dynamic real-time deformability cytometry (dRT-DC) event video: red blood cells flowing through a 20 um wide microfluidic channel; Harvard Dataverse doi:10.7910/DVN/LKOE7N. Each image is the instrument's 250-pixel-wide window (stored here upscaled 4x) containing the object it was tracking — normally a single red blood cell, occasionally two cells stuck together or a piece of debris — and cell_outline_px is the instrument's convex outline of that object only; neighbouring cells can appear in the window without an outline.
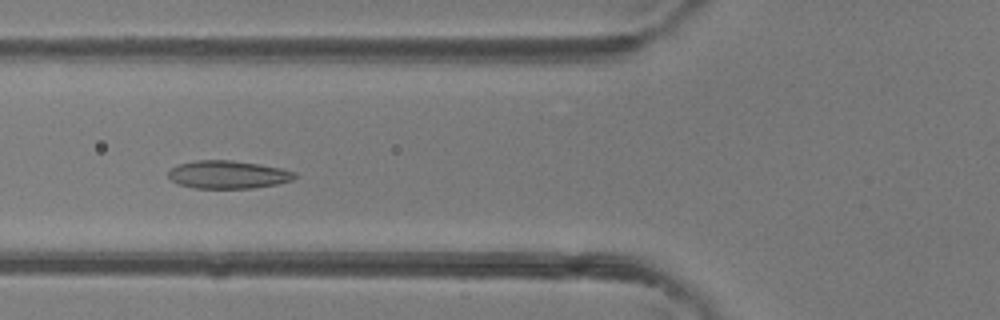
{"species": "common noctule bat (a hibernating species)", "species_latin": "Nyctalus noctula", "temperature_condition": "room temperature", "stored_images_in_passage": 47, "camera_frame_rate_fps": 3000, "um_per_image_px": 0.085, "animal": {"sex": "female"}, "frame": {"image": 1, "passage_image": 18, "time_ms": 5.667, "image_size_px": [1000, 320], "cell_outline_px": [[296, 176], [292, 180], [276, 184], [252, 188], [196, 188], [180, 184], [172, 180], [168, 176], [168, 172], [172, 168], [180, 164], [196, 160], [232, 160], [280, 168], [296, 172]], "centroid_in_image_um": [19.38, 14.84], "position_along_channel_um": 106.4, "area_um2": 20.29}}
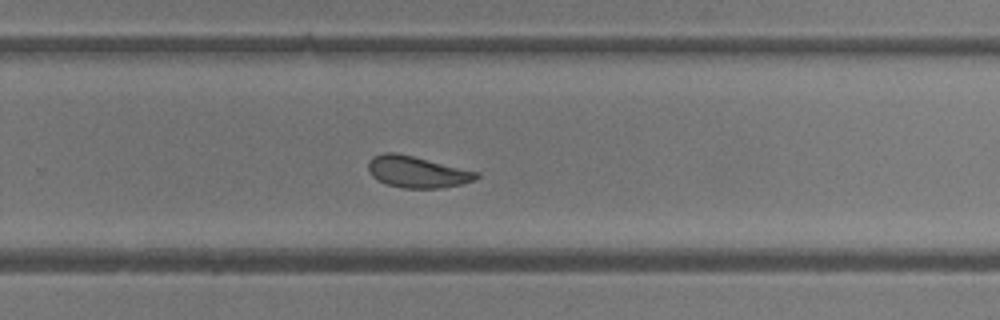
{"frame": {"image": 2, "passage_image": 31, "time_ms": 10.0, "image_size_px": [1000, 320], "cell_outline_px": [[480, 176], [476, 180], [460, 184], [440, 188], [404, 188], [388, 184], [372, 176], [368, 172], [368, 160], [372, 156], [384, 152], [396, 152], [480, 172]], "centroid_in_image_um": [35.46, 14.6], "position_along_channel_um": 294.3, "area_um2": 19.88}}
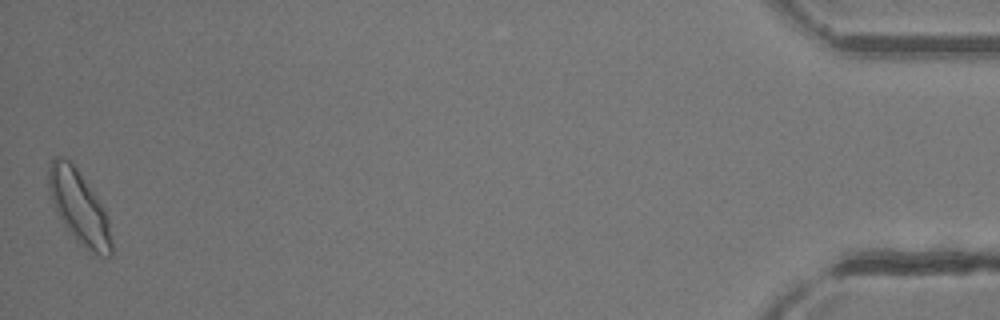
{"frame": {"image": 3, "passage_image": 47, "time_ms": 15.333, "image_size_px": [1000, 320], "cell_outline_px": [[112, 256], [104, 256], [92, 252], [76, 240], [64, 224], [52, 200], [48, 188], [48, 164], [56, 156], [60, 156], [68, 160], [76, 168], [96, 196], [104, 208], [108, 220], [112, 244]], "centroid_in_image_um": [6.72, 17.6], "position_along_channel_um": 428.5, "area_um2": 26.13}, "authors_computed_cell_mechanics": {"area_um2": 21.386, "velocity_mm_per_s": 4.3477, "shape_relaxation_time_tau1_ms": 2.8891, "shape_relaxation_time_tau2_ms": 1.4687, "deformation_change_tau1": 0.0994, "deformation_change_tau2": 0.0544}}